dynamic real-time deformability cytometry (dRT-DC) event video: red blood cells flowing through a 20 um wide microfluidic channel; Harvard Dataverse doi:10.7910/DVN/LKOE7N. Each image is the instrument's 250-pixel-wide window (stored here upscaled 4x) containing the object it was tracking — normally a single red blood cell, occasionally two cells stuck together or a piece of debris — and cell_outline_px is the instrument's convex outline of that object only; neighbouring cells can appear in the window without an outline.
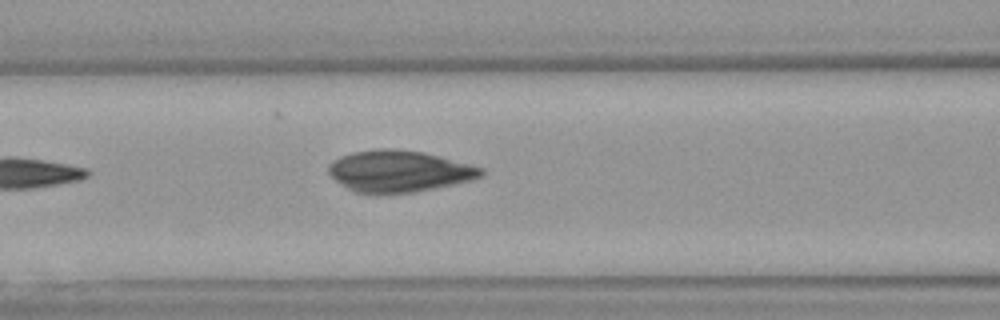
{"species": "Egyptian fruit bat (a non-hibernating species)", "species_latin": "Rousettus aegyptiacus", "temperature_condition": "warm", "stored_images_in_passage": 6, "camera_frame_rate_fps": 3000, "um_per_image_px": 0.085, "animal": {"sex": "female"}, "frame": {"image": 1, "passage_image": 6, "time_ms": 1.667, "image_size_px": [1000, 320], "cell_outline_px": [[484, 176], [472, 180], [412, 192], [356, 192], [348, 188], [336, 180], [328, 172], [328, 164], [332, 160], [340, 156], [352, 152], [380, 148], [388, 148], [424, 152], [484, 168]], "centroid_in_image_um": [33.92, 14.52], "position_along_channel_um": 132.7, "area_um2": 36.41}}